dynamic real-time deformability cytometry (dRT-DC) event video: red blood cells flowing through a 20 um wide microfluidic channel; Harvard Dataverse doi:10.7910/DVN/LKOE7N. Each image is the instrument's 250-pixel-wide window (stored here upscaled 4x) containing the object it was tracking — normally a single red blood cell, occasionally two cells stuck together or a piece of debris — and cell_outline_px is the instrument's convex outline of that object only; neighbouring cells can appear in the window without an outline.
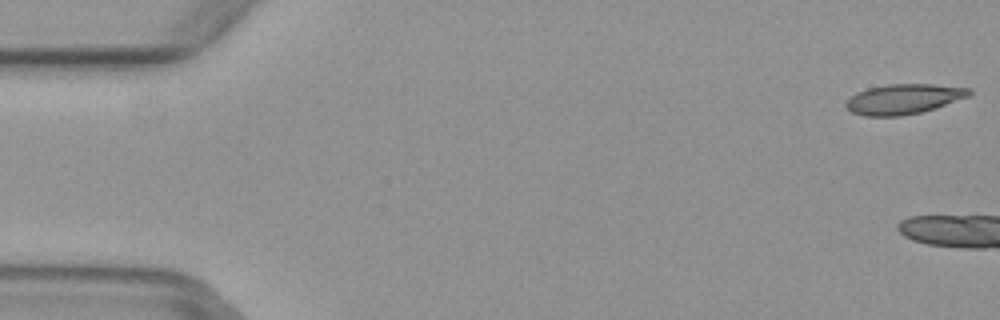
{"species": "common noctule bat (a hibernating species)", "species_latin": "Nyctalus noctula", "temperature_condition": "warm", "stored_images_in_passage": 3, "camera_frame_rate_fps": 3000, "um_per_image_px": 0.085, "animal": {"sex": "female", "body_mass_g": 29.2, "forearm_length_mm": 56.3}, "frame": {"image": 1, "passage_image": 1, "time_ms": 0.0, "image_size_px": [1000, 320], "cell_outline_px": [[972, 92], [968, 96], [936, 108], [920, 112], [900, 116], [864, 116], [852, 112], [844, 108], [844, 104], [856, 92], [868, 88], [888, 84], [932, 84], [972, 88]], "centroid_in_image_um": [76.79, 8.42], "position_along_channel_um": 8.2, "area_um2": 21.62}}